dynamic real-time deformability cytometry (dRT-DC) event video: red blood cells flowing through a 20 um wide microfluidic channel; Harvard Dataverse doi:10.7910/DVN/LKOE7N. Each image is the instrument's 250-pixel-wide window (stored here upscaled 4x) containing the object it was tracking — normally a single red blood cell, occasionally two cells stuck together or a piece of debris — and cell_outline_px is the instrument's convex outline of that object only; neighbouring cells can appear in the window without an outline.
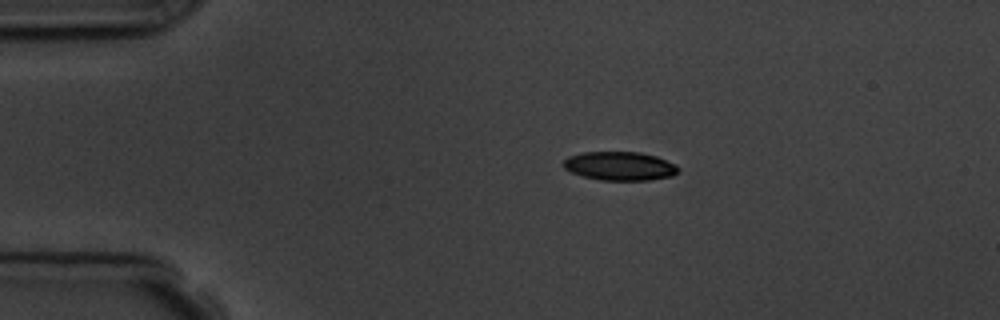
{"species": "common noctule bat (a hibernating species)", "species_latin": "Nyctalus noctula", "temperature_condition": "room temperature", "stored_images_in_passage": 3, "camera_frame_rate_fps": 3000, "um_per_image_px": 0.085, "animal": {"sex": "male", "body_mass_g": 19.5, "forearm_length_mm": 54.6}, "frame": {"image": 1, "passage_image": 2, "time_ms": 1.333, "image_size_px": [1000, 320], "cell_outline_px": [[680, 168], [672, 176], [648, 180], [600, 180], [584, 176], [572, 172], [564, 168], [564, 160], [568, 156], [584, 152], [640, 152], [656, 156], [676, 164]], "centroid_in_image_um": [52.7, 14.11], "position_along_channel_um": 32.3, "area_um2": 19.13}}